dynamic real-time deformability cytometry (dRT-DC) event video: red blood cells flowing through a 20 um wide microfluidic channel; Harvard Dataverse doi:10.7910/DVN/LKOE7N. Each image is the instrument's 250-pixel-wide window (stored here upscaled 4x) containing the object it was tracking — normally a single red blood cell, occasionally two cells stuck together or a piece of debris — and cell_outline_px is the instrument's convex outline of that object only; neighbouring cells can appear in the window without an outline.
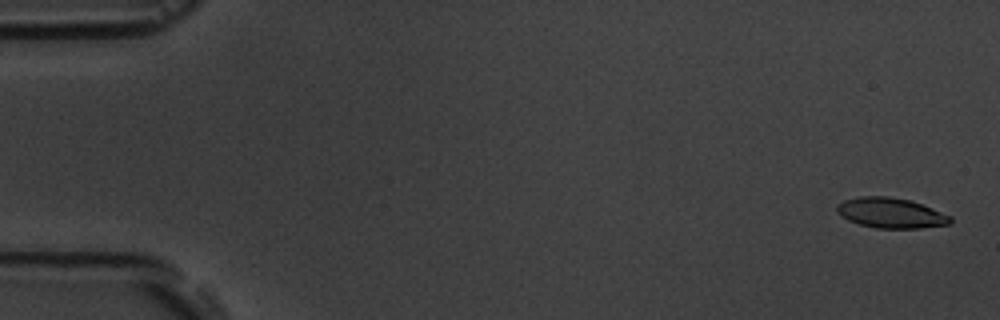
{"species": "common noctule bat (a hibernating species)", "species_latin": "Nyctalus noctula", "temperature_condition": "room temperature", "stored_images_in_passage": 6, "camera_frame_rate_fps": 3000, "um_per_image_px": 0.085, "animal": {"sex": "male", "body_mass_g": 19.5, "forearm_length_mm": 54.6}, "frame": {"image": 1, "passage_image": 1, "time_ms": 0.0, "image_size_px": [1000, 320], "cell_outline_px": [[952, 220], [948, 224], [920, 228], [876, 228], [860, 224], [848, 220], [840, 216], [836, 212], [836, 204], [844, 200], [860, 196], [888, 196], [908, 200], [932, 208], [952, 216]], "centroid_in_image_um": [75.68, 18.1], "position_along_channel_um": 9.3, "area_um2": 19.94}}
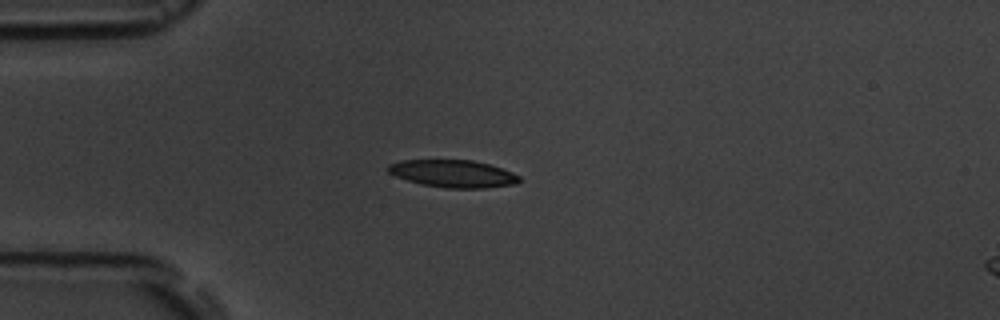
{"frame": {"image": 2, "passage_image": 5, "time_ms": 4.333, "image_size_px": [1000, 320], "cell_outline_px": [[520, 180], [516, 184], [484, 188], [444, 188], [420, 184], [396, 176], [388, 172], [384, 168], [388, 164], [400, 160], [472, 160], [488, 164], [512, 172], [520, 176]], "centroid_in_image_um": [38.47, 14.76], "position_along_channel_um": 46.5, "area_um2": 21.04}}